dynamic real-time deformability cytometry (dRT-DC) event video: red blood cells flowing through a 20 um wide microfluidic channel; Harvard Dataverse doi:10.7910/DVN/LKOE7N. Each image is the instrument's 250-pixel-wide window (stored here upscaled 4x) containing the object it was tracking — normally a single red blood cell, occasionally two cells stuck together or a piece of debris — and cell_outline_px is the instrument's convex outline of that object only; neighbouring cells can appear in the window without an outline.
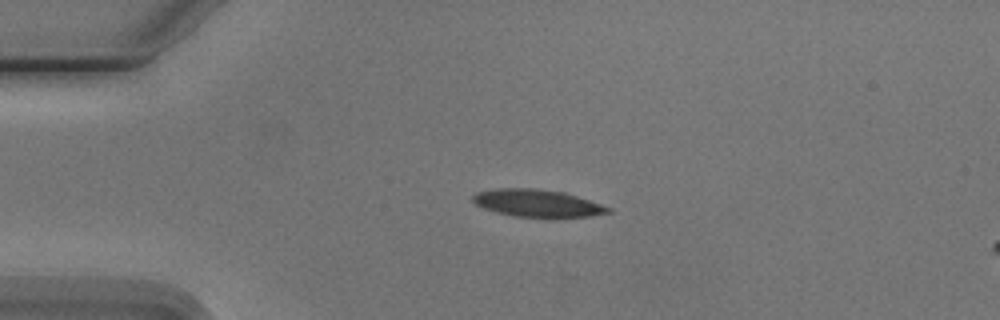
{"species": "Egyptian fruit bat (a non-hibernating species)", "species_latin": "Rousettus aegyptiacus", "temperature_condition": "cold", "stored_images_in_passage": 5, "camera_frame_rate_fps": 3000, "um_per_image_px": 0.085, "animal": {"sex": "male"}, "frame": {"image": 1, "passage_image": 3, "time_ms": 3.0, "image_size_px": [1000, 320], "cell_outline_px": [[612, 212], [592, 216], [556, 220], [544, 220], [512, 216], [496, 212], [484, 208], [476, 204], [472, 200], [472, 196], [476, 192], [496, 188], [532, 188], [564, 192], [612, 208]], "centroid_in_image_um": [45.71, 17.33], "position_along_channel_um": 39.3, "area_um2": 22.54}}
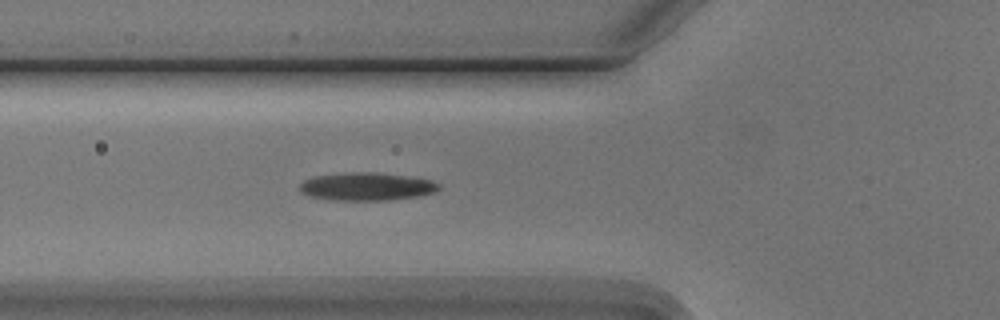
{"frame": {"image": 2, "passage_image": 5, "time_ms": 5.333, "image_size_px": [1000, 320], "cell_outline_px": [[440, 188], [436, 192], [416, 196], [392, 200], [332, 200], [308, 196], [300, 192], [300, 184], [304, 180], [312, 176], [352, 172], [372, 172], [416, 176], [432, 180], [440, 184]], "centroid_in_image_um": [31.19, 15.85], "position_along_channel_um": 94.6, "area_um2": 23.0}}